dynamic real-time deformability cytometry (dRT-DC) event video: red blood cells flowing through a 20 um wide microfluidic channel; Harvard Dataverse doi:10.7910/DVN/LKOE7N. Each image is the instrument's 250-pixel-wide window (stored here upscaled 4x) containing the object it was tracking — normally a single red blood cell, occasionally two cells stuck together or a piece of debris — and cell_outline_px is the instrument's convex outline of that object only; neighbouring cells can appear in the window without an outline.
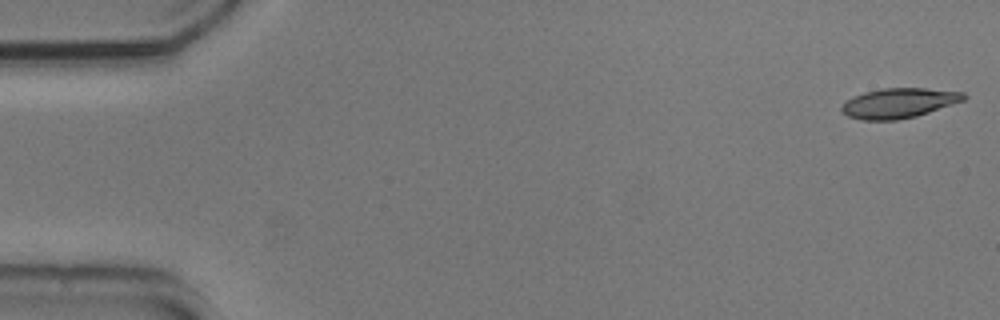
{"species": "common noctule bat (a hibernating species)", "species_latin": "Nyctalus noctula", "temperature_condition": "cold", "stored_images_in_passage": 53, "camera_frame_rate_fps": 3000, "um_per_image_px": 0.085, "animal": {"sex": "male", "body_mass_g": 20.5, "forearm_length_mm": 52.5}, "frame": {"image": 1, "passage_image": 1, "time_ms": 0.0, "image_size_px": [1000, 320], "cell_outline_px": [[968, 96], [964, 100], [916, 116], [896, 120], [864, 120], [848, 116], [840, 108], [852, 96], [864, 92], [884, 88], [924, 88], [964, 92]], "centroid_in_image_um": [76.41, 8.75], "position_along_channel_um": 8.6, "area_um2": 21.04}}
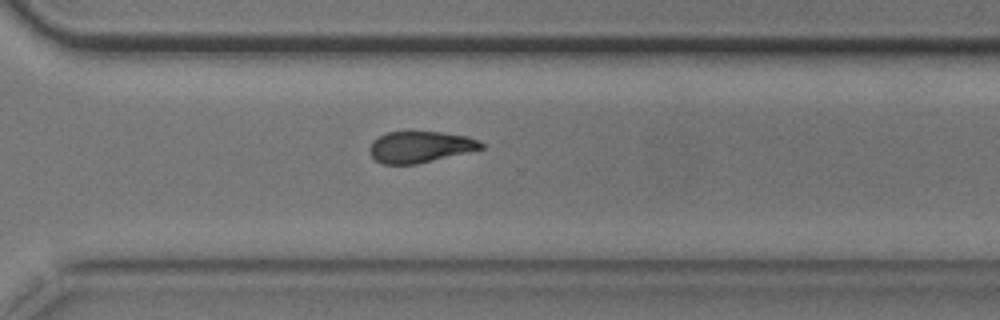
{"frame": {"image": 2, "passage_image": 38, "time_ms": 12.333, "image_size_px": [1000, 320], "cell_outline_px": [[484, 148], [416, 164], [384, 164], [376, 160], [368, 152], [368, 148], [372, 140], [388, 132], [444, 132], [468, 136], [480, 140], [484, 144]], "centroid_in_image_um": [35.71, 12.48], "position_along_channel_um": 334.9, "area_um2": 20.35}}
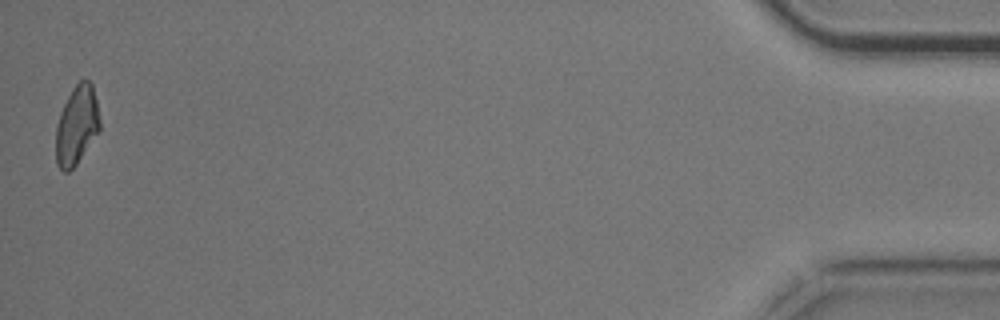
{"frame": {"image": 3, "passage_image": 53, "time_ms": 17.333, "image_size_px": [1000, 320], "cell_outline_px": [[100, 128], [76, 164], [68, 172], [64, 172], [56, 164], [56, 124], [60, 112], [72, 88], [80, 80], [88, 80], [92, 84], [96, 100], [100, 120]], "centroid_in_image_um": [6.5, 10.64], "position_along_channel_um": 428.7, "area_um2": 19.94}, "authors_computed_cell_mechanics": {"area_um2": 21.386, "velocity_mm_per_s": 3.7397, "shape_relaxation_time_tau1_ms": 2.2492, "shape_relaxation_time_tau2_ms": 8.4716, "deformation_change_tau1": 0.1405, "deformation_change_tau2": 0.1706}}